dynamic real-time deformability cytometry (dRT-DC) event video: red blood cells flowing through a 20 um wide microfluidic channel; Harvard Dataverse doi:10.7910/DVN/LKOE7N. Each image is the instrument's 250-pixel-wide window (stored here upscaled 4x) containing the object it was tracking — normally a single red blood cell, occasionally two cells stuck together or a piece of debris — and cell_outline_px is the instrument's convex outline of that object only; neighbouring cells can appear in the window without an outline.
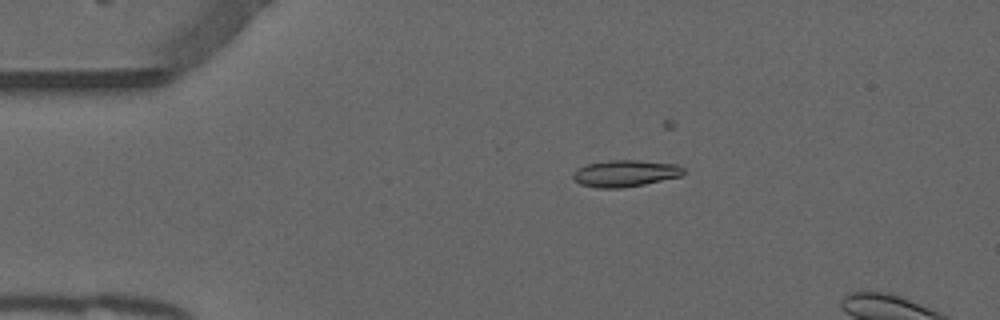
{"species": "common noctule bat (a hibernating species)", "species_latin": "Nyctalus noctula", "temperature_condition": "warm", "stored_images_in_passage": 7, "camera_frame_rate_fps": 3000, "um_per_image_px": 0.085, "animal": {"sex": "male", "forearm_length_mm": 52.5}, "frame": {"image": 1, "passage_image": 2, "time_ms": 0.333, "image_size_px": [1000, 320], "cell_outline_px": [[684, 176], [624, 188], [596, 188], [580, 184], [572, 176], [580, 168], [588, 164], [608, 160], [640, 160], [676, 164], [684, 168]], "centroid_in_image_um": [53.21, 14.74], "position_along_channel_um": 31.8, "area_um2": 17.17}}